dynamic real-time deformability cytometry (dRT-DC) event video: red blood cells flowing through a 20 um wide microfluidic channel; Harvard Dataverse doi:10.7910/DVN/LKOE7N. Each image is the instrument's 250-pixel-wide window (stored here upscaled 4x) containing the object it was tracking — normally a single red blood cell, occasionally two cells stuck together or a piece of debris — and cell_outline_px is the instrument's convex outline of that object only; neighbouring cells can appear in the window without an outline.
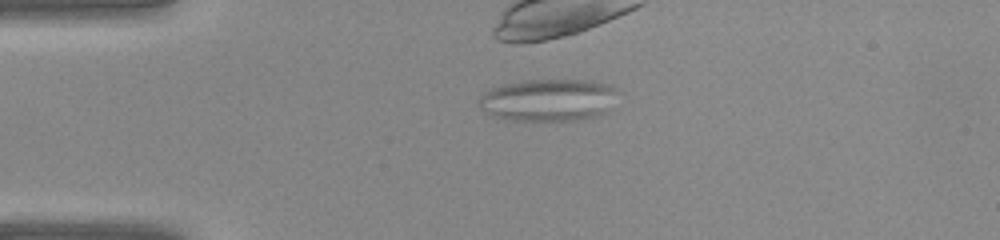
{"species": "common noctule bat (a hibernating species)", "species_latin": "Nyctalus noctula", "temperature_condition": "warm", "stored_images_in_passage": 11, "camera_frame_rate_fps": 3000, "um_per_image_px": 0.085, "animal": {"sex": "female", "body_mass_g": 22.0, "forearm_length_mm": 56.7}, "frame": {"image": 1, "passage_image": 5, "time_ms": 1.333, "image_size_px": [1000, 240], "cell_outline_px": [[616, 88], [604, 112], [596, 116], [568, 120], [512, 120], [492, 116], [480, 108], [480, 96], [484, 92], [492, 88], [524, 80], [592, 80], [608, 84]], "centroid_in_image_um": [46.54, 8.49], "position_along_channel_um": 38.5, "area_um2": 33.35}}